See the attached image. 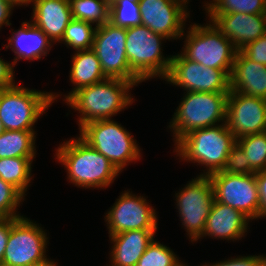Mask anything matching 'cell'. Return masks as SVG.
Returning a JSON list of instances; mask_svg holds the SVG:
<instances>
[{
  "label": "cell",
  "mask_w": 266,
  "mask_h": 266,
  "mask_svg": "<svg viewBox=\"0 0 266 266\" xmlns=\"http://www.w3.org/2000/svg\"><path fill=\"white\" fill-rule=\"evenodd\" d=\"M134 86L130 81L106 78L78 89L65 103L80 113L77 121L80 129L91 121L111 119L132 105L135 100L131 97L130 89Z\"/></svg>",
  "instance_id": "1"
},
{
  "label": "cell",
  "mask_w": 266,
  "mask_h": 266,
  "mask_svg": "<svg viewBox=\"0 0 266 266\" xmlns=\"http://www.w3.org/2000/svg\"><path fill=\"white\" fill-rule=\"evenodd\" d=\"M55 150L57 161L64 165L69 182L76 187L104 189L120 173L105 156L79 136L63 142Z\"/></svg>",
  "instance_id": "2"
},
{
  "label": "cell",
  "mask_w": 266,
  "mask_h": 266,
  "mask_svg": "<svg viewBox=\"0 0 266 266\" xmlns=\"http://www.w3.org/2000/svg\"><path fill=\"white\" fill-rule=\"evenodd\" d=\"M236 142V137L225 122L189 132L175 144L174 150L182 161L205 165L207 169L200 176H209L222 170Z\"/></svg>",
  "instance_id": "3"
},
{
  "label": "cell",
  "mask_w": 266,
  "mask_h": 266,
  "mask_svg": "<svg viewBox=\"0 0 266 266\" xmlns=\"http://www.w3.org/2000/svg\"><path fill=\"white\" fill-rule=\"evenodd\" d=\"M185 93L168 126L173 132L174 144L193 130L226 122L229 92Z\"/></svg>",
  "instance_id": "4"
},
{
  "label": "cell",
  "mask_w": 266,
  "mask_h": 266,
  "mask_svg": "<svg viewBox=\"0 0 266 266\" xmlns=\"http://www.w3.org/2000/svg\"><path fill=\"white\" fill-rule=\"evenodd\" d=\"M79 130V137L105 156L120 173L129 163L141 158L137 141L112 119L91 121Z\"/></svg>",
  "instance_id": "5"
},
{
  "label": "cell",
  "mask_w": 266,
  "mask_h": 266,
  "mask_svg": "<svg viewBox=\"0 0 266 266\" xmlns=\"http://www.w3.org/2000/svg\"><path fill=\"white\" fill-rule=\"evenodd\" d=\"M60 94L15 85L0 90V121L5 130L35 131L38 118Z\"/></svg>",
  "instance_id": "6"
},
{
  "label": "cell",
  "mask_w": 266,
  "mask_h": 266,
  "mask_svg": "<svg viewBox=\"0 0 266 266\" xmlns=\"http://www.w3.org/2000/svg\"><path fill=\"white\" fill-rule=\"evenodd\" d=\"M206 25H190L184 36L182 54L189 60L207 68L226 70L230 75L237 49L216 26L208 21Z\"/></svg>",
  "instance_id": "7"
},
{
  "label": "cell",
  "mask_w": 266,
  "mask_h": 266,
  "mask_svg": "<svg viewBox=\"0 0 266 266\" xmlns=\"http://www.w3.org/2000/svg\"><path fill=\"white\" fill-rule=\"evenodd\" d=\"M167 38L152 32L147 26L126 28V57L131 70L142 80L168 75L171 55L164 57L161 45Z\"/></svg>",
  "instance_id": "8"
},
{
  "label": "cell",
  "mask_w": 266,
  "mask_h": 266,
  "mask_svg": "<svg viewBox=\"0 0 266 266\" xmlns=\"http://www.w3.org/2000/svg\"><path fill=\"white\" fill-rule=\"evenodd\" d=\"M26 218H10V233L2 266H54L47 258L48 238L45 230Z\"/></svg>",
  "instance_id": "9"
},
{
  "label": "cell",
  "mask_w": 266,
  "mask_h": 266,
  "mask_svg": "<svg viewBox=\"0 0 266 266\" xmlns=\"http://www.w3.org/2000/svg\"><path fill=\"white\" fill-rule=\"evenodd\" d=\"M125 46L126 28L110 21L96 27L92 50L100 61L105 77L130 81L138 86L143 81L131 70Z\"/></svg>",
  "instance_id": "10"
},
{
  "label": "cell",
  "mask_w": 266,
  "mask_h": 266,
  "mask_svg": "<svg viewBox=\"0 0 266 266\" xmlns=\"http://www.w3.org/2000/svg\"><path fill=\"white\" fill-rule=\"evenodd\" d=\"M175 196L181 225L191 242H196L202 236L214 201L212 182L208 176L198 175L181 191L175 192Z\"/></svg>",
  "instance_id": "11"
},
{
  "label": "cell",
  "mask_w": 266,
  "mask_h": 266,
  "mask_svg": "<svg viewBox=\"0 0 266 266\" xmlns=\"http://www.w3.org/2000/svg\"><path fill=\"white\" fill-rule=\"evenodd\" d=\"M208 177L212 182L215 201L242 212L250 220L260 218L255 173L243 175L218 171Z\"/></svg>",
  "instance_id": "12"
},
{
  "label": "cell",
  "mask_w": 266,
  "mask_h": 266,
  "mask_svg": "<svg viewBox=\"0 0 266 266\" xmlns=\"http://www.w3.org/2000/svg\"><path fill=\"white\" fill-rule=\"evenodd\" d=\"M165 81L186 92H230V74L226 70L207 68L182 53L171 57Z\"/></svg>",
  "instance_id": "13"
},
{
  "label": "cell",
  "mask_w": 266,
  "mask_h": 266,
  "mask_svg": "<svg viewBox=\"0 0 266 266\" xmlns=\"http://www.w3.org/2000/svg\"><path fill=\"white\" fill-rule=\"evenodd\" d=\"M105 215L109 236L128 230H157L158 215L144 196L124 191Z\"/></svg>",
  "instance_id": "14"
},
{
  "label": "cell",
  "mask_w": 266,
  "mask_h": 266,
  "mask_svg": "<svg viewBox=\"0 0 266 266\" xmlns=\"http://www.w3.org/2000/svg\"><path fill=\"white\" fill-rule=\"evenodd\" d=\"M189 0H138L141 25L152 32L161 34L169 41L181 39L185 33V21ZM187 4V5H186Z\"/></svg>",
  "instance_id": "15"
},
{
  "label": "cell",
  "mask_w": 266,
  "mask_h": 266,
  "mask_svg": "<svg viewBox=\"0 0 266 266\" xmlns=\"http://www.w3.org/2000/svg\"><path fill=\"white\" fill-rule=\"evenodd\" d=\"M226 125L236 139L266 132V99L230 91L227 97Z\"/></svg>",
  "instance_id": "16"
},
{
  "label": "cell",
  "mask_w": 266,
  "mask_h": 266,
  "mask_svg": "<svg viewBox=\"0 0 266 266\" xmlns=\"http://www.w3.org/2000/svg\"><path fill=\"white\" fill-rule=\"evenodd\" d=\"M209 21L227 37L237 50L266 33L265 14H208Z\"/></svg>",
  "instance_id": "17"
},
{
  "label": "cell",
  "mask_w": 266,
  "mask_h": 266,
  "mask_svg": "<svg viewBox=\"0 0 266 266\" xmlns=\"http://www.w3.org/2000/svg\"><path fill=\"white\" fill-rule=\"evenodd\" d=\"M249 221L242 212L214 200L200 238L209 236L214 239L239 241L245 237Z\"/></svg>",
  "instance_id": "18"
},
{
  "label": "cell",
  "mask_w": 266,
  "mask_h": 266,
  "mask_svg": "<svg viewBox=\"0 0 266 266\" xmlns=\"http://www.w3.org/2000/svg\"><path fill=\"white\" fill-rule=\"evenodd\" d=\"M33 5L31 22L54 43H59L73 19L69 0H29ZM57 41V42H56Z\"/></svg>",
  "instance_id": "19"
},
{
  "label": "cell",
  "mask_w": 266,
  "mask_h": 266,
  "mask_svg": "<svg viewBox=\"0 0 266 266\" xmlns=\"http://www.w3.org/2000/svg\"><path fill=\"white\" fill-rule=\"evenodd\" d=\"M230 91L266 99V66L238 50L230 75Z\"/></svg>",
  "instance_id": "20"
},
{
  "label": "cell",
  "mask_w": 266,
  "mask_h": 266,
  "mask_svg": "<svg viewBox=\"0 0 266 266\" xmlns=\"http://www.w3.org/2000/svg\"><path fill=\"white\" fill-rule=\"evenodd\" d=\"M155 233L156 230H128L109 236L113 244L109 253L111 266H137Z\"/></svg>",
  "instance_id": "21"
},
{
  "label": "cell",
  "mask_w": 266,
  "mask_h": 266,
  "mask_svg": "<svg viewBox=\"0 0 266 266\" xmlns=\"http://www.w3.org/2000/svg\"><path fill=\"white\" fill-rule=\"evenodd\" d=\"M11 32L12 36L8 39L5 49L10 47L14 52V67L20 59L40 60L42 56H47L52 48L53 42L31 21L22 22L20 29Z\"/></svg>",
  "instance_id": "22"
},
{
  "label": "cell",
  "mask_w": 266,
  "mask_h": 266,
  "mask_svg": "<svg viewBox=\"0 0 266 266\" xmlns=\"http://www.w3.org/2000/svg\"><path fill=\"white\" fill-rule=\"evenodd\" d=\"M69 77L75 87L65 95L63 101H66L78 89L106 79L100 61L92 49L75 51Z\"/></svg>",
  "instance_id": "23"
},
{
  "label": "cell",
  "mask_w": 266,
  "mask_h": 266,
  "mask_svg": "<svg viewBox=\"0 0 266 266\" xmlns=\"http://www.w3.org/2000/svg\"><path fill=\"white\" fill-rule=\"evenodd\" d=\"M35 134V131L5 130L0 135V159L35 158Z\"/></svg>",
  "instance_id": "24"
},
{
  "label": "cell",
  "mask_w": 266,
  "mask_h": 266,
  "mask_svg": "<svg viewBox=\"0 0 266 266\" xmlns=\"http://www.w3.org/2000/svg\"><path fill=\"white\" fill-rule=\"evenodd\" d=\"M35 158H1L0 178L14 186L24 197L32 180V162Z\"/></svg>",
  "instance_id": "25"
},
{
  "label": "cell",
  "mask_w": 266,
  "mask_h": 266,
  "mask_svg": "<svg viewBox=\"0 0 266 266\" xmlns=\"http://www.w3.org/2000/svg\"><path fill=\"white\" fill-rule=\"evenodd\" d=\"M72 18L101 26L109 21V5L104 0H69Z\"/></svg>",
  "instance_id": "26"
},
{
  "label": "cell",
  "mask_w": 266,
  "mask_h": 266,
  "mask_svg": "<svg viewBox=\"0 0 266 266\" xmlns=\"http://www.w3.org/2000/svg\"><path fill=\"white\" fill-rule=\"evenodd\" d=\"M92 23L72 19L65 29L63 38L59 43L71 47L75 51L92 49L96 26Z\"/></svg>",
  "instance_id": "27"
},
{
  "label": "cell",
  "mask_w": 266,
  "mask_h": 266,
  "mask_svg": "<svg viewBox=\"0 0 266 266\" xmlns=\"http://www.w3.org/2000/svg\"><path fill=\"white\" fill-rule=\"evenodd\" d=\"M208 14H265L266 0H212L204 4Z\"/></svg>",
  "instance_id": "28"
},
{
  "label": "cell",
  "mask_w": 266,
  "mask_h": 266,
  "mask_svg": "<svg viewBox=\"0 0 266 266\" xmlns=\"http://www.w3.org/2000/svg\"><path fill=\"white\" fill-rule=\"evenodd\" d=\"M236 143L243 149L255 173L266 170V132L240 137Z\"/></svg>",
  "instance_id": "29"
},
{
  "label": "cell",
  "mask_w": 266,
  "mask_h": 266,
  "mask_svg": "<svg viewBox=\"0 0 266 266\" xmlns=\"http://www.w3.org/2000/svg\"><path fill=\"white\" fill-rule=\"evenodd\" d=\"M109 21L123 28L141 24L138 0H117L109 6Z\"/></svg>",
  "instance_id": "30"
},
{
  "label": "cell",
  "mask_w": 266,
  "mask_h": 266,
  "mask_svg": "<svg viewBox=\"0 0 266 266\" xmlns=\"http://www.w3.org/2000/svg\"><path fill=\"white\" fill-rule=\"evenodd\" d=\"M164 244L153 240L138 260L137 266H182L183 261Z\"/></svg>",
  "instance_id": "31"
},
{
  "label": "cell",
  "mask_w": 266,
  "mask_h": 266,
  "mask_svg": "<svg viewBox=\"0 0 266 266\" xmlns=\"http://www.w3.org/2000/svg\"><path fill=\"white\" fill-rule=\"evenodd\" d=\"M25 197L11 184L0 178V218H20L17 210ZM18 213V214H17Z\"/></svg>",
  "instance_id": "32"
},
{
  "label": "cell",
  "mask_w": 266,
  "mask_h": 266,
  "mask_svg": "<svg viewBox=\"0 0 266 266\" xmlns=\"http://www.w3.org/2000/svg\"><path fill=\"white\" fill-rule=\"evenodd\" d=\"M221 172L243 175L255 173L250 168V163L246 159V154L237 143L229 151Z\"/></svg>",
  "instance_id": "33"
},
{
  "label": "cell",
  "mask_w": 266,
  "mask_h": 266,
  "mask_svg": "<svg viewBox=\"0 0 266 266\" xmlns=\"http://www.w3.org/2000/svg\"><path fill=\"white\" fill-rule=\"evenodd\" d=\"M241 51L252 61L266 66V33L248 43Z\"/></svg>",
  "instance_id": "34"
},
{
  "label": "cell",
  "mask_w": 266,
  "mask_h": 266,
  "mask_svg": "<svg viewBox=\"0 0 266 266\" xmlns=\"http://www.w3.org/2000/svg\"><path fill=\"white\" fill-rule=\"evenodd\" d=\"M263 259L262 255H248V256H237V258H230L227 260H223L217 263H210L206 264L204 263L201 266H260Z\"/></svg>",
  "instance_id": "35"
},
{
  "label": "cell",
  "mask_w": 266,
  "mask_h": 266,
  "mask_svg": "<svg viewBox=\"0 0 266 266\" xmlns=\"http://www.w3.org/2000/svg\"><path fill=\"white\" fill-rule=\"evenodd\" d=\"M14 64L0 58V90L15 86Z\"/></svg>",
  "instance_id": "36"
},
{
  "label": "cell",
  "mask_w": 266,
  "mask_h": 266,
  "mask_svg": "<svg viewBox=\"0 0 266 266\" xmlns=\"http://www.w3.org/2000/svg\"><path fill=\"white\" fill-rule=\"evenodd\" d=\"M260 202V218L266 217V170L255 173Z\"/></svg>",
  "instance_id": "37"
},
{
  "label": "cell",
  "mask_w": 266,
  "mask_h": 266,
  "mask_svg": "<svg viewBox=\"0 0 266 266\" xmlns=\"http://www.w3.org/2000/svg\"><path fill=\"white\" fill-rule=\"evenodd\" d=\"M10 233V218H0V265L7 246Z\"/></svg>",
  "instance_id": "38"
},
{
  "label": "cell",
  "mask_w": 266,
  "mask_h": 266,
  "mask_svg": "<svg viewBox=\"0 0 266 266\" xmlns=\"http://www.w3.org/2000/svg\"><path fill=\"white\" fill-rule=\"evenodd\" d=\"M17 6L10 0H0V29L5 26H11L9 17L12 15V10Z\"/></svg>",
  "instance_id": "39"
},
{
  "label": "cell",
  "mask_w": 266,
  "mask_h": 266,
  "mask_svg": "<svg viewBox=\"0 0 266 266\" xmlns=\"http://www.w3.org/2000/svg\"><path fill=\"white\" fill-rule=\"evenodd\" d=\"M12 2H14L17 6H27L28 5V1L29 0H10Z\"/></svg>",
  "instance_id": "40"
},
{
  "label": "cell",
  "mask_w": 266,
  "mask_h": 266,
  "mask_svg": "<svg viewBox=\"0 0 266 266\" xmlns=\"http://www.w3.org/2000/svg\"><path fill=\"white\" fill-rule=\"evenodd\" d=\"M109 6L115 3L117 0H104Z\"/></svg>",
  "instance_id": "41"
},
{
  "label": "cell",
  "mask_w": 266,
  "mask_h": 266,
  "mask_svg": "<svg viewBox=\"0 0 266 266\" xmlns=\"http://www.w3.org/2000/svg\"><path fill=\"white\" fill-rule=\"evenodd\" d=\"M260 266H266V256L264 255Z\"/></svg>",
  "instance_id": "42"
},
{
  "label": "cell",
  "mask_w": 266,
  "mask_h": 266,
  "mask_svg": "<svg viewBox=\"0 0 266 266\" xmlns=\"http://www.w3.org/2000/svg\"><path fill=\"white\" fill-rule=\"evenodd\" d=\"M5 131L3 124L0 121V135Z\"/></svg>",
  "instance_id": "43"
}]
</instances>
